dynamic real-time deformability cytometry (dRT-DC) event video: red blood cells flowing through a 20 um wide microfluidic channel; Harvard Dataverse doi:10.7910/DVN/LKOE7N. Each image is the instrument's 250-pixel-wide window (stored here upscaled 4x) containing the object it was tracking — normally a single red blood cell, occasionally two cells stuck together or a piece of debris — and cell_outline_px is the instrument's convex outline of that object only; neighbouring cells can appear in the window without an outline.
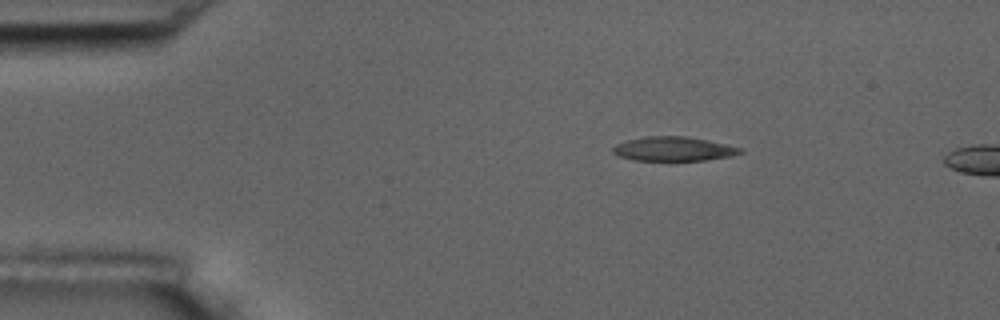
{"species": "common noctule bat (a hibernating species)", "species_latin": "Nyctalus noctula", "temperature_condition": "room temperature", "stored_images_in_passage": 13, "camera_frame_rate_fps": 3000, "um_per_image_px": 0.085, "animal": {"sex": "male", "body_mass_g": 17.5, "forearm_length_mm": 52.3}, "frame": {"image": 1, "passage_image": 10, "time_ms": 3.0, "image_size_px": [1000, 320], "cell_outline_px": [[744, 152], [732, 156], [704, 160], [636, 160], [620, 156], [612, 152], [612, 148], [616, 144], [628, 140], [644, 136], [688, 136], [708, 140], [744, 148]], "centroid_in_image_um": [57.3, 12.64], "position_along_channel_um": 27.7, "area_um2": 17.98}}